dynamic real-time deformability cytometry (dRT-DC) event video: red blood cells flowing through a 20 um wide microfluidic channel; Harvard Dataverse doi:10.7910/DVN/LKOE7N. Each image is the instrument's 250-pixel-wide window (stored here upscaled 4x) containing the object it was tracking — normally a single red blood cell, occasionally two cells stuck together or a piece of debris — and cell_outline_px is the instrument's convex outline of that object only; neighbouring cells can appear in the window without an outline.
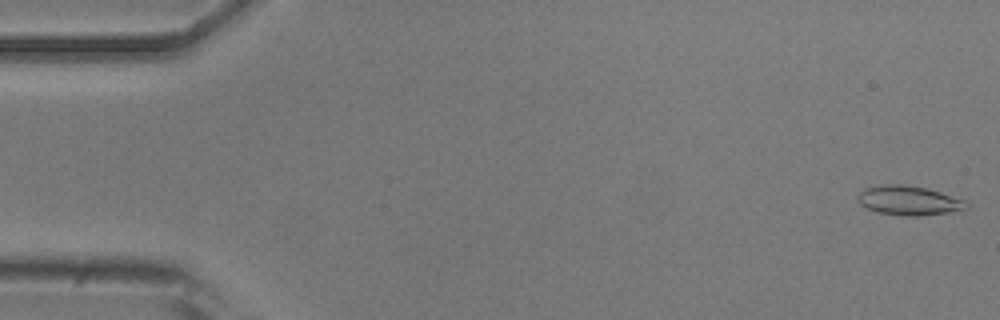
{"species": "common noctule bat (a hibernating species)", "species_latin": "Nyctalus noctula", "temperature_condition": "room temperature", "stored_images_in_passage": 6, "camera_frame_rate_fps": 3000, "um_per_image_px": 0.085, "animal": {"sex": "male", "body_mass_g": 20.5, "forearm_length_mm": 52.5}, "frame": {"image": 1, "passage_image": 1, "time_ms": 0.0, "image_size_px": [1000, 320], "cell_outline_px": [[968, 208], [964, 212], [920, 216], [904, 216], [876, 212], [864, 208], [856, 200], [856, 196], [864, 188], [880, 184], [904, 184], [924, 188], [940, 192], [964, 200], [968, 204]], "centroid_in_image_um": [77.26, 17.07], "position_along_channel_um": 7.7, "area_um2": 19.19}}
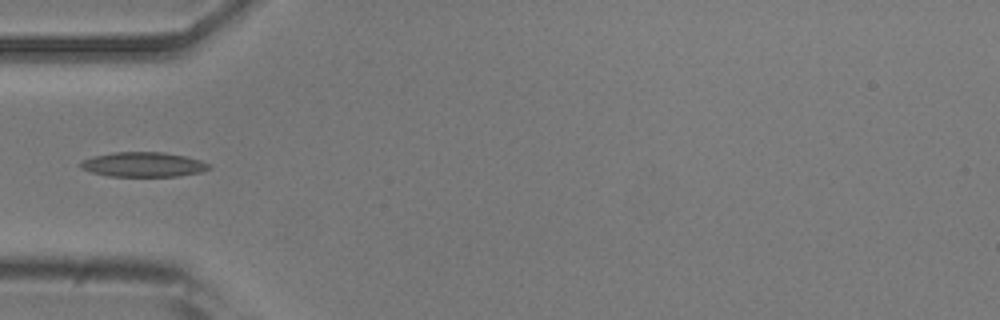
{"frame": {"image": 2, "passage_image": 5, "time_ms": 5.333, "image_size_px": [1000, 320], "cell_outline_px": [[212, 168], [200, 172], [180, 176], [108, 176], [92, 172], [80, 168], [76, 164], [92, 156], [112, 152], [164, 152], [184, 156], [200, 160], [212, 164]], "centroid_in_image_um": [12.18, 13.98], "position_along_channel_um": 72.8, "area_um2": 18.67}}
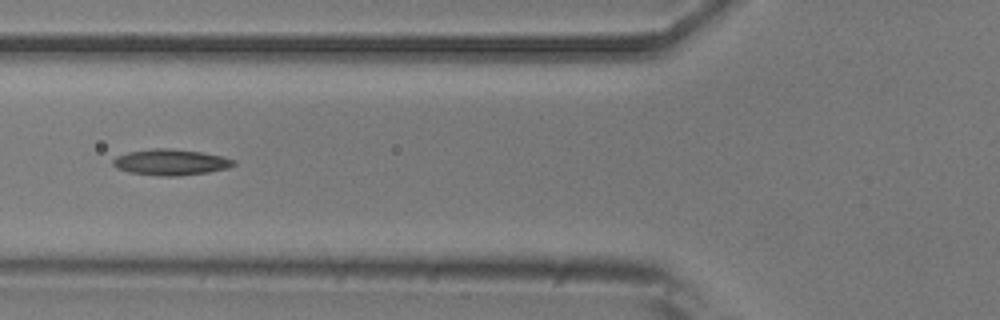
{"frame": {"image": 3, "passage_image": 6, "time_ms": 6.333, "image_size_px": [1000, 320], "cell_outline_px": [[236, 164], [228, 168], [208, 172], [176, 176], [160, 176], [128, 172], [116, 168], [112, 164], [112, 160], [116, 156], [128, 152], [152, 148], [168, 148], [200, 152], [224, 156], [236, 160]], "centroid_in_image_um": [14.51, 13.78], "position_along_channel_um": 111.3, "area_um2": 18.38}}